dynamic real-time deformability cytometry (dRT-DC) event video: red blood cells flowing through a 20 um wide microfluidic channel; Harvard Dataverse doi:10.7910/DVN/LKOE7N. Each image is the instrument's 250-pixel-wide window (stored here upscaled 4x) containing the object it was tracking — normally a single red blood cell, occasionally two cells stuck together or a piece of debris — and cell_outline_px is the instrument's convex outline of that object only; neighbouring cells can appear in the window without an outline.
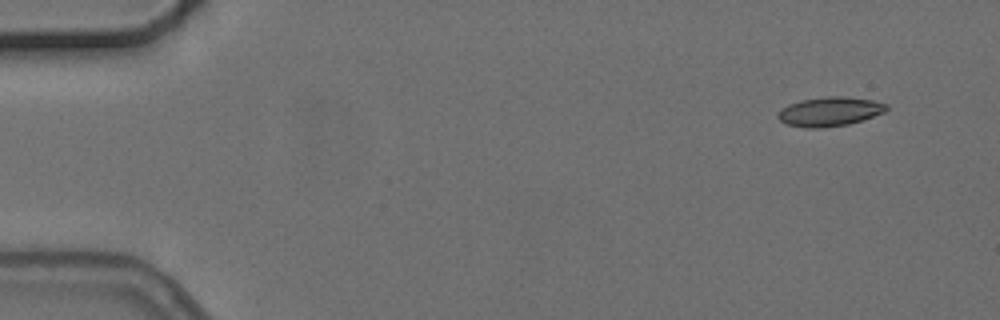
{"species": "common noctule bat (a hibernating species)", "species_latin": "Nyctalus noctula", "temperature_condition": "cold", "stored_images_in_passage": 4, "camera_frame_rate_fps": 3000, "um_per_image_px": 0.085, "animal": {"sex": "female", "body_mass_g": 24.6, "forearm_length_mm": 56.2}, "frame": {"image": 1, "passage_image": 1, "time_ms": 0.0, "image_size_px": [1000, 320], "cell_outline_px": [[888, 108], [884, 112], [848, 124], [820, 128], [804, 128], [788, 124], [780, 120], [776, 116], [780, 108], [788, 104], [800, 100], [828, 96], [844, 96], [872, 100], [888, 104]], "centroid_in_image_um": [70.48, 9.47], "position_along_channel_um": 14.5, "area_um2": 18.44}}
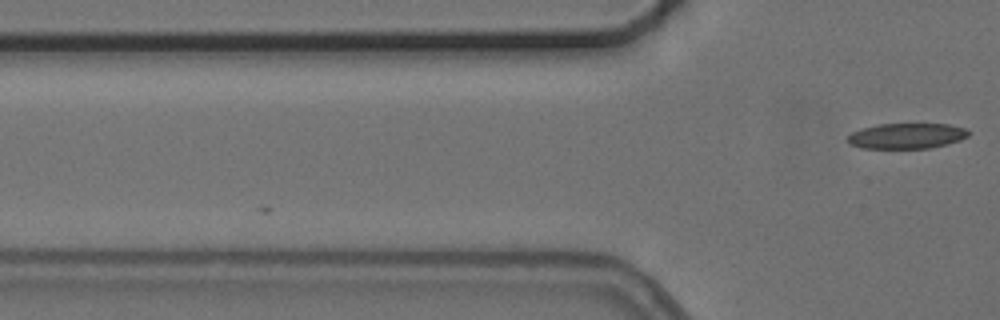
{"frame": {"image": 2, "passage_image": 4, "time_ms": 3.667, "image_size_px": [1000, 320], "cell_outline_px": [[972, 132], [968, 136], [960, 140], [948, 144], [928, 148], [860, 148], [848, 144], [848, 136], [852, 132], [860, 128], [880, 124], [948, 124], [968, 128]], "centroid_in_image_um": [77.1, 11.55], "position_along_channel_um": 48.7, "area_um2": 18.15}}